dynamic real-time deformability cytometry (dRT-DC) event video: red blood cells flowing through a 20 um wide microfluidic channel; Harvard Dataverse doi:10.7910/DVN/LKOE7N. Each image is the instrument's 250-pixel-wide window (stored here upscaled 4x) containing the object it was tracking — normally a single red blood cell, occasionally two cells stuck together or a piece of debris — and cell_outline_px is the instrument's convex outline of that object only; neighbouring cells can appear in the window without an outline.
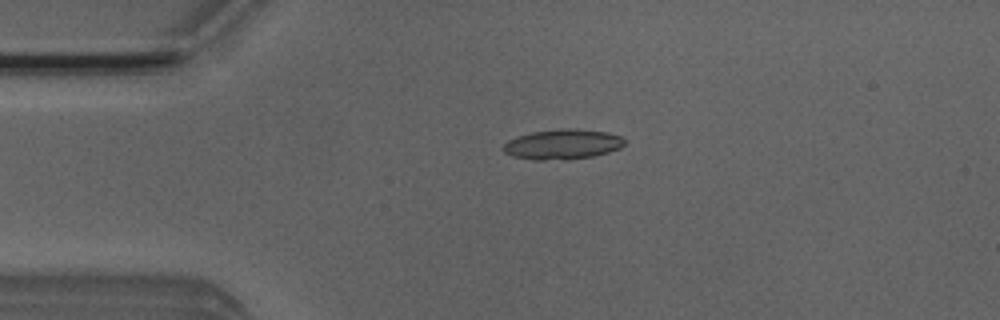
{"species": "Egyptian fruit bat (a non-hibernating species)", "species_latin": "Rousettus aegyptiacus", "temperature_condition": "room temperature", "stored_images_in_passage": 5, "camera_frame_rate_fps": 3000, "um_per_image_px": 0.085, "animal": {"sex": "male"}, "frame": {"image": 1, "passage_image": 3, "time_ms": 0.667, "image_size_px": [1000, 320], "cell_outline_px": [[624, 144], [620, 148], [596, 156], [568, 160], [532, 160], [512, 156], [504, 152], [504, 144], [508, 140], [532, 132], [564, 128], [572, 128], [608, 132], [620, 136], [624, 140]], "centroid_in_image_um": [47.83, 12.28], "position_along_channel_um": 37.2, "area_um2": 21.33}}